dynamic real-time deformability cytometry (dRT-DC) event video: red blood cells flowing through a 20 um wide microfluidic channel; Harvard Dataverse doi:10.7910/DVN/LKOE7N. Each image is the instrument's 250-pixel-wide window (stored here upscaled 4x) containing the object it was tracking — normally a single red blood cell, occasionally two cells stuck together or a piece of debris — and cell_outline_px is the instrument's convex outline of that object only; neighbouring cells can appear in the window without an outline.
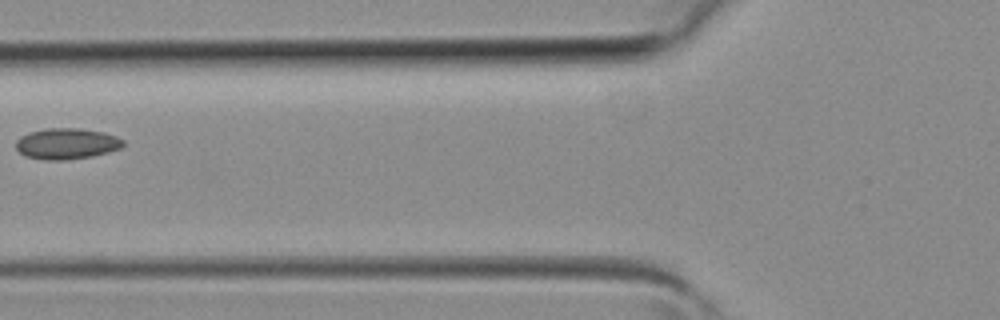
{"species": "common noctule bat (a hibernating species)", "species_latin": "Nyctalus noctula", "temperature_condition": "room temperature", "stored_images_in_passage": 2, "camera_frame_rate_fps": 3000, "um_per_image_px": 0.085, "animal": {"sex": "female", "body_mass_g": 19.3, "forearm_length_mm": 54.1}, "frame": {"image": 1, "passage_image": 2, "time_ms": 0.333, "image_size_px": [1000, 320], "cell_outline_px": [[124, 144], [120, 148], [108, 152], [92, 156], [64, 160], [44, 160], [24, 156], [16, 148], [16, 140], [20, 136], [28, 132], [44, 128], [80, 128], [104, 132], [116, 136], [124, 140]], "centroid_in_image_um": [5.64, 12.2], "position_along_channel_um": 120.2, "area_um2": 19.54}}